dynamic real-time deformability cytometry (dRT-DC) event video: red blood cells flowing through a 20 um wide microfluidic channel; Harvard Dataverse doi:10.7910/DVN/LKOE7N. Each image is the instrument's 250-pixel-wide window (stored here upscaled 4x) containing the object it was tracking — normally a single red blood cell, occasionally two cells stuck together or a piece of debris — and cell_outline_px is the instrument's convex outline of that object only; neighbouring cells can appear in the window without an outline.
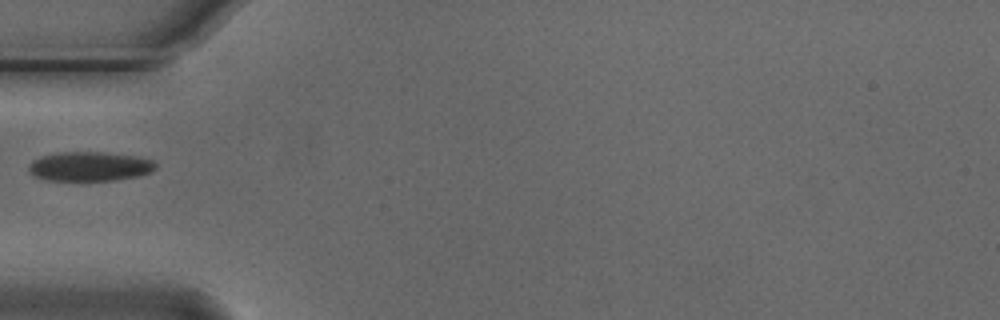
{"species": "Egyptian fruit bat (a non-hibernating species)", "species_latin": "Rousettus aegyptiacus", "temperature_condition": "cold", "stored_images_in_passage": 2, "camera_frame_rate_fps": 3000, "um_per_image_px": 0.085, "animal": {"sex": "male"}, "frame": {"image": 1, "passage_image": 1, "time_ms": 0.0, "image_size_px": [1000, 320], "cell_outline_px": [[156, 168], [148, 172], [136, 176], [112, 180], [44, 180], [32, 176], [28, 172], [28, 164], [32, 160], [40, 156], [56, 152], [100, 152], [136, 156], [152, 160], [156, 164]], "centroid_in_image_um": [7.52, 14.14], "position_along_channel_um": 77.5, "area_um2": 21.73}}
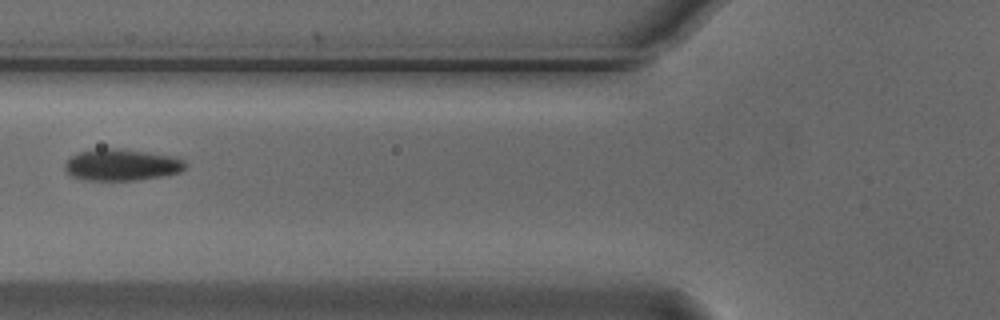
{"frame": {"image": 2, "passage_image": 2, "time_ms": 0.333, "image_size_px": [1000, 320], "cell_outline_px": [[188, 164], [180, 172], [160, 176], [136, 180], [84, 180], [72, 176], [64, 168], [64, 164], [72, 156], [80, 152], [100, 148], [116, 148], [172, 156], [184, 160]], "centroid_in_image_um": [10.33, 14.01], "position_along_channel_um": 115.5, "area_um2": 21.91}}